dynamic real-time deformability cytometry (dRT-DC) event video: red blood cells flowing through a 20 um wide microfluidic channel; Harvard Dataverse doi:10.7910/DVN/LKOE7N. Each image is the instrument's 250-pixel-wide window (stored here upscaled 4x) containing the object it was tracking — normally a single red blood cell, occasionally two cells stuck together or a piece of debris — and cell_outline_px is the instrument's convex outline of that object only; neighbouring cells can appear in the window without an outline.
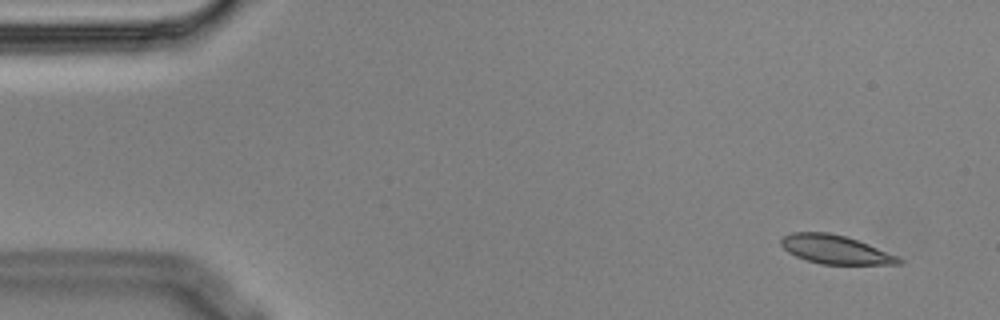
{"species": "Egyptian fruit bat (a non-hibernating species)", "species_latin": "Rousettus aegyptiacus", "temperature_condition": "cold", "stored_images_in_passage": 7, "camera_frame_rate_fps": 3000, "um_per_image_px": 0.085, "animal": {"sex": "male"}, "frame": {"image": 1, "passage_image": 1, "time_ms": 0.0, "image_size_px": [1000, 320], "cell_outline_px": [[904, 264], [820, 264], [796, 256], [788, 252], [780, 244], [780, 240], [784, 236], [792, 232], [828, 232], [844, 236], [868, 244], [896, 256], [904, 260]], "centroid_in_image_um": [70.98, 21.21], "position_along_channel_um": 14.0, "area_um2": 19.42}}
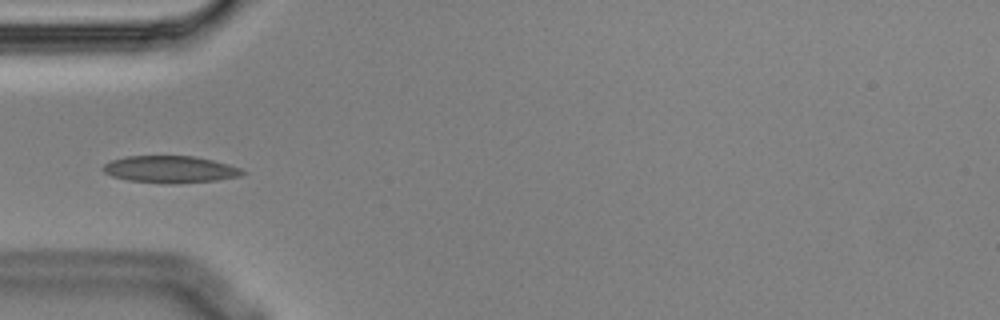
{"frame": {"image": 2, "passage_image": 5, "time_ms": 1.333, "image_size_px": [1000, 320], "cell_outline_px": [[244, 172], [240, 176], [216, 180], [128, 180], [112, 176], [104, 172], [100, 168], [104, 164], [112, 160], [124, 156], [192, 156], [212, 160], [228, 164], [240, 168]], "centroid_in_image_um": [14.41, 14.33], "position_along_channel_um": 70.6, "area_um2": 20.52}}
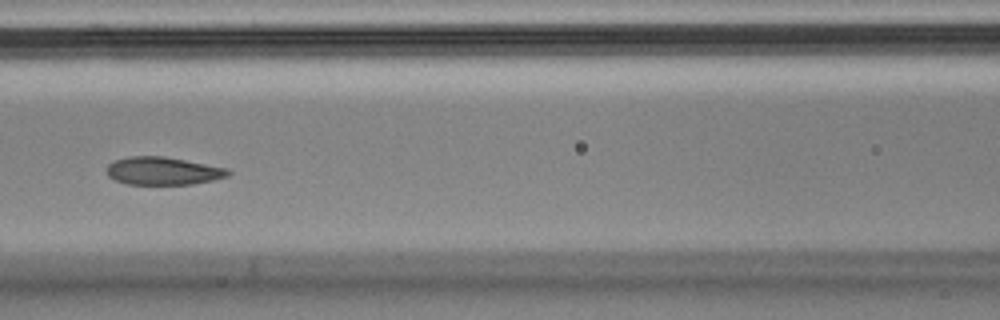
{"frame": {"image": 3, "passage_image": 7, "time_ms": 2.0, "image_size_px": [1000, 320], "cell_outline_px": [[232, 172], [228, 176], [212, 180], [192, 184], [128, 184], [116, 180], [108, 176], [108, 164], [116, 160], [128, 156], [164, 156], [228, 168]], "centroid_in_image_um": [13.88, 14.52], "position_along_channel_um": 152.7, "area_um2": 19.59}}